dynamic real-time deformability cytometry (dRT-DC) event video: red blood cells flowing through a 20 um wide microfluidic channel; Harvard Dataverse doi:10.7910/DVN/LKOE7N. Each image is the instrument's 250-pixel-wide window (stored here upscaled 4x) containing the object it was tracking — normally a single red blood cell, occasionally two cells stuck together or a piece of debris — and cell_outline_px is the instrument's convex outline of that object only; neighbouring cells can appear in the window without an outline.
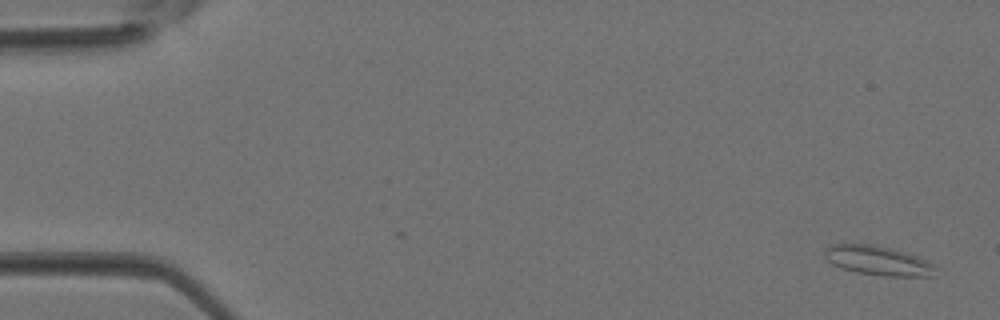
{"species": "Egyptian fruit bat (a non-hibernating species)", "species_latin": "Rousettus aegyptiacus", "temperature_condition": "room temperature", "stored_images_in_passage": 4, "camera_frame_rate_fps": 3000, "um_per_image_px": 0.085, "animal": {"sex": "female"}, "frame": {"image": 1, "passage_image": 1, "time_ms": 0.0, "image_size_px": [1000, 320], "cell_outline_px": [[936, 268], [932, 276], [884, 276], [856, 272], [840, 268], [832, 264], [824, 256], [824, 252], [828, 244], [872, 244], [904, 252], [916, 256], [932, 264]], "centroid_in_image_um": [74.56, 22.15], "position_along_channel_um": 10.4, "area_um2": 18.79}}
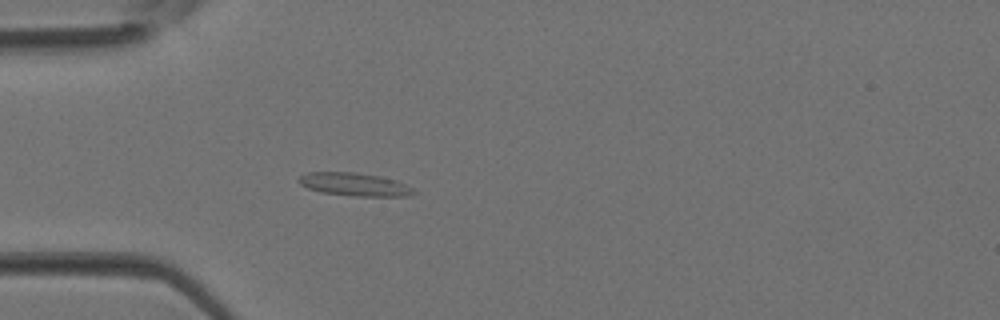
{"frame": {"image": 2, "passage_image": 4, "time_ms": 1.0, "image_size_px": [1000, 320], "cell_outline_px": [[416, 192], [408, 196], [356, 196], [320, 192], [308, 188], [300, 184], [300, 176], [308, 172], [356, 172], [380, 176], [396, 180], [412, 188]], "centroid_in_image_um": [30.14, 15.67], "position_along_channel_um": 54.9, "area_um2": 15.32}}